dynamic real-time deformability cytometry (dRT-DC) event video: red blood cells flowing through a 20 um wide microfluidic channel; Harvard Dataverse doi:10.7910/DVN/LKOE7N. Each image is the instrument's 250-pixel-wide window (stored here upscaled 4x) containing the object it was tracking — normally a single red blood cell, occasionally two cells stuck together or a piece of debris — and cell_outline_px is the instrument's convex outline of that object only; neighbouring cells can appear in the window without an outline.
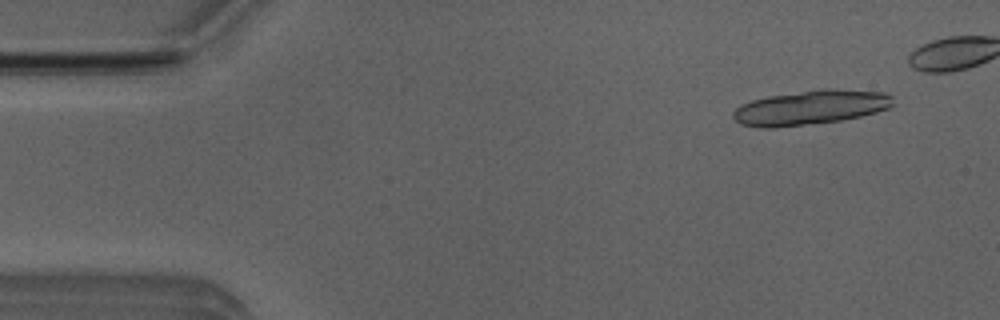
{"species": "Egyptian fruit bat (a non-hibernating species)", "species_latin": "Rousettus aegyptiacus", "temperature_condition": "room temperature", "stored_images_in_passage": 6, "camera_frame_rate_fps": 3000, "um_per_image_px": 0.085, "animal": {"sex": "male"}, "frame": {"image": 1, "passage_image": 2, "time_ms": 0.333, "image_size_px": [1000, 320], "cell_outline_px": [[892, 104], [888, 108], [876, 112], [860, 116], [840, 120], [776, 128], [760, 128], [740, 124], [732, 116], [732, 112], [736, 108], [752, 100], [768, 96], [824, 88], [828, 88], [884, 92], [892, 96]], "centroid_in_image_um": [68.87, 9.14], "position_along_channel_um": 16.1, "area_um2": 31.96}}